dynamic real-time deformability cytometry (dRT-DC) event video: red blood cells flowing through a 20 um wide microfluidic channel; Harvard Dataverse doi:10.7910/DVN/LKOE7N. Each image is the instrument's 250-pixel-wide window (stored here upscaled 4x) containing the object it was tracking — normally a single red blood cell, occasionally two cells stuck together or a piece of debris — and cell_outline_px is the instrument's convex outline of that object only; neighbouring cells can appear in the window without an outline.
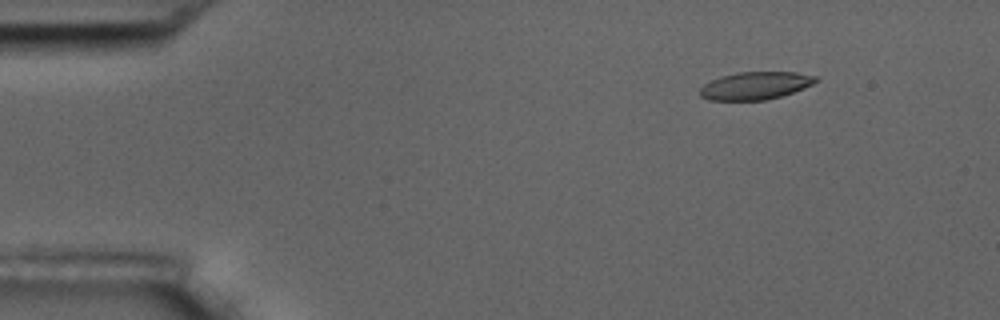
{"species": "common noctule bat (a hibernating species)", "species_latin": "Nyctalus noctula", "temperature_condition": "room temperature", "stored_images_in_passage": 5, "camera_frame_rate_fps": 3000, "um_per_image_px": 0.085, "animal": {"sex": "male", "body_mass_g": 17.5, "forearm_length_mm": 52.3}, "frame": {"image": 1, "passage_image": 2, "time_ms": 1.333, "image_size_px": [1000, 320], "cell_outline_px": [[820, 80], [804, 88], [780, 96], [764, 100], [708, 100], [700, 96], [700, 88], [704, 84], [720, 76], [736, 72], [796, 72], [816, 76]], "centroid_in_image_um": [64.2, 7.27], "position_along_channel_um": 20.8, "area_um2": 18.67}}
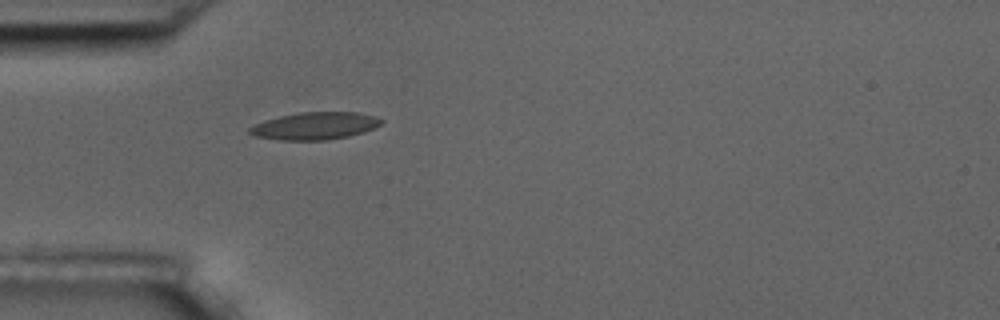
{"frame": {"image": 2, "passage_image": 5, "time_ms": 4.667, "image_size_px": [1000, 320], "cell_outline_px": [[384, 120], [380, 124], [364, 132], [348, 136], [324, 140], [280, 140], [252, 136], [248, 132], [248, 128], [252, 124], [264, 120], [280, 116], [300, 112], [356, 112], [376, 116]], "centroid_in_image_um": [26.71, 10.7], "position_along_channel_um": 58.3, "area_um2": 21.1}}